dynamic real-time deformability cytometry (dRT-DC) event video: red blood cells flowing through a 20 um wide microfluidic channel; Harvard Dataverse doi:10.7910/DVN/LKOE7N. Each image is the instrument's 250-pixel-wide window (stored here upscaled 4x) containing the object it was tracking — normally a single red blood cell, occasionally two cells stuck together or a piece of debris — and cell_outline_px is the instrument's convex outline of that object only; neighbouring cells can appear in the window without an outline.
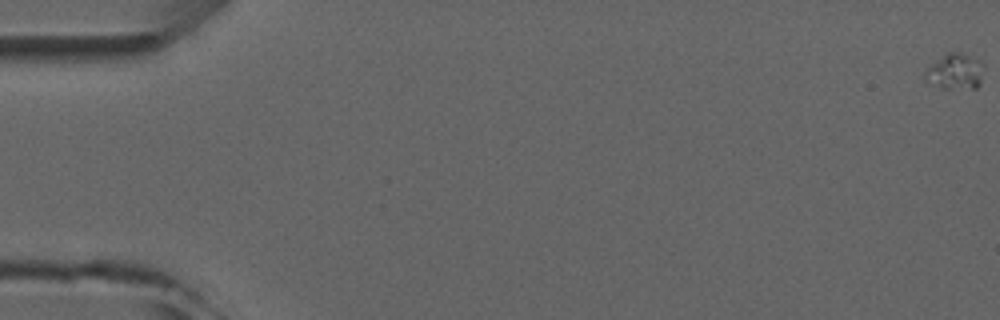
{"species": "common noctule bat (a hibernating species)", "species_latin": "Nyctalus noctula", "temperature_condition": "room temperature", "stored_images_in_passage": 9, "camera_frame_rate_fps": 3000, "um_per_image_px": 0.085, "animal": {"sex": "male", "forearm_length_mm": 52.5}, "frame": {"image": 1, "passage_image": 1, "time_ms": 0.0, "image_size_px": [1000, 320], "cell_outline_px": [[980, 84], [976, 88], [940, 88], [924, 80], [924, 72], [932, 64], [948, 52], [960, 52], [976, 60], [980, 76]], "centroid_in_image_um": [81.07, 6.11], "position_along_channel_um": 3.9, "area_um2": 11.5}}